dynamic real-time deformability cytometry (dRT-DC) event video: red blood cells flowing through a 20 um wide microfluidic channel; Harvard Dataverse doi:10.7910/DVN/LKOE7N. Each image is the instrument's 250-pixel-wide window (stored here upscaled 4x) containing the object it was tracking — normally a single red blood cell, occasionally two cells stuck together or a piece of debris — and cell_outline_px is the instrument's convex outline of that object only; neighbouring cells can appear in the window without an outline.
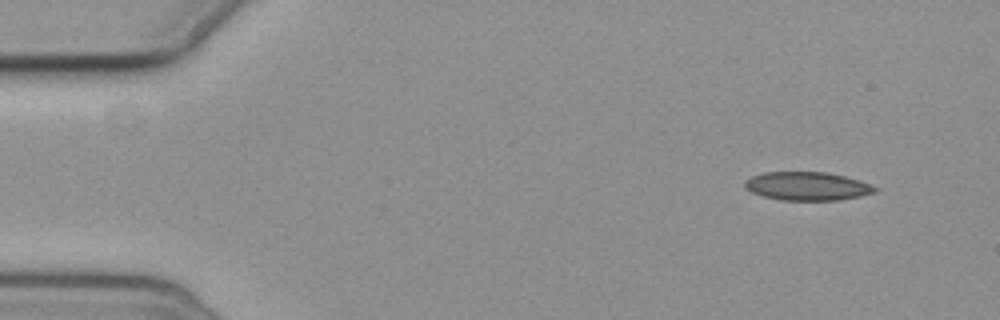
{"species": "common noctule bat (a hibernating species)", "species_latin": "Nyctalus noctula", "temperature_condition": "cold", "stored_images_in_passage": 4, "camera_frame_rate_fps": 3000, "um_per_image_px": 0.085, "animal": {"sex": "female", "body_mass_g": 19.3, "forearm_length_mm": 54.1}, "frame": {"image": 1, "passage_image": 1, "time_ms": 0.0, "image_size_px": [1000, 320], "cell_outline_px": [[880, 188], [876, 192], [860, 196], [836, 200], [780, 200], [764, 196], [752, 192], [744, 188], [744, 180], [752, 176], [764, 172], [828, 172], [860, 180]], "centroid_in_image_um": [68.62, 15.82], "position_along_channel_um": 16.4, "area_um2": 21.68}}
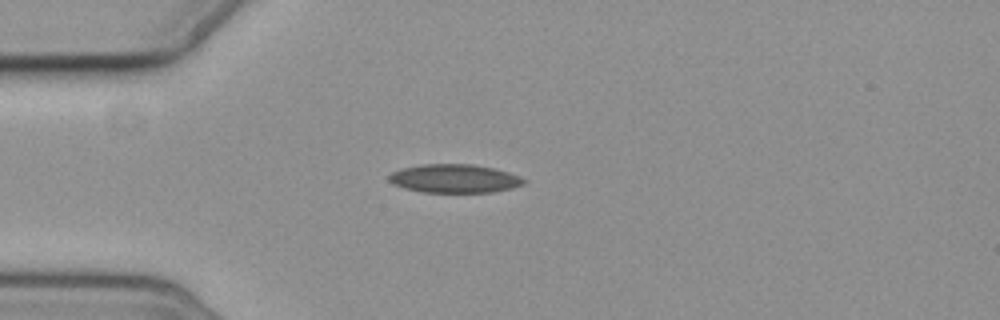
{"frame": {"image": 2, "passage_image": 4, "time_ms": 3.333, "image_size_px": [1000, 320], "cell_outline_px": [[528, 180], [524, 184], [512, 188], [492, 192], [424, 192], [404, 188], [392, 184], [388, 180], [388, 176], [392, 172], [400, 168], [424, 164], [472, 164], [492, 168], [508, 172], [520, 176]], "centroid_in_image_um": [38.62, 15.17], "position_along_channel_um": 46.4, "area_um2": 22.48}}